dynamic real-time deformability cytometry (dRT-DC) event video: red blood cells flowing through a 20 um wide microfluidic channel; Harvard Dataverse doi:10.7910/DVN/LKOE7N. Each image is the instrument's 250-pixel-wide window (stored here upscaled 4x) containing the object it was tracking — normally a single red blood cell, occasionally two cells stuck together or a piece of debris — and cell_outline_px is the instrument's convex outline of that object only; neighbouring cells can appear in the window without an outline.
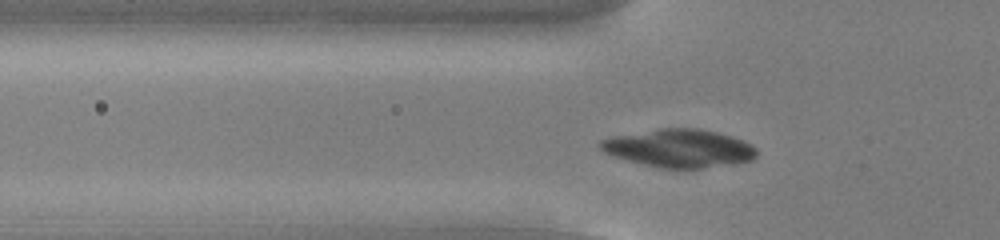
{"species": "common noctule bat (a hibernating species)", "species_latin": "Nyctalus noctula", "temperature_condition": "cold", "stored_images_in_passage": 46, "camera_frame_rate_fps": 3000, "um_per_image_px": 0.085, "animal": {"sex": "male", "body_mass_g": 13.0, "forearm_length_mm": 53.1}, "frame": {"image": 1, "passage_image": 10, "time_ms": 3.0, "image_size_px": [1000, 240], "cell_outline_px": [[756, 156], [752, 160], [732, 164], [704, 168], [660, 168], [612, 156], [604, 152], [596, 144], [600, 140], [612, 136], [660, 128], [700, 128], [732, 136], [744, 140], [752, 144], [756, 148]], "centroid_in_image_um": [57.72, 12.59], "position_along_channel_um": 68.1, "area_um2": 34.85}}
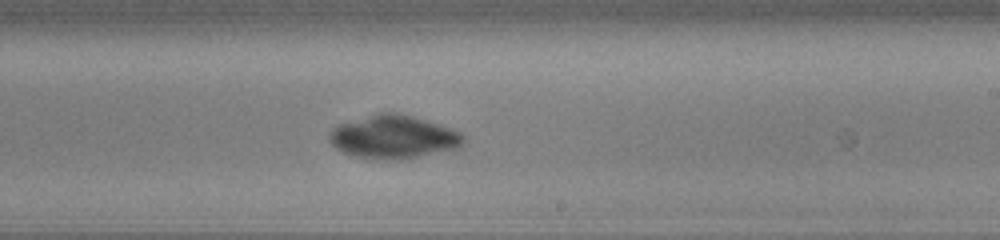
{"frame": {"image": 2, "passage_image": 25, "time_ms": 8.0, "image_size_px": [1000, 240], "cell_outline_px": [[464, 144], [460, 148], [400, 160], [368, 160], [352, 156], [336, 148], [332, 144], [328, 136], [332, 128], [336, 124], [380, 112], [388, 112], [408, 116], [424, 120], [460, 132], [464, 136]], "centroid_in_image_um": [33.4, 11.67], "position_along_channel_um": 255.6, "area_um2": 33.87}}
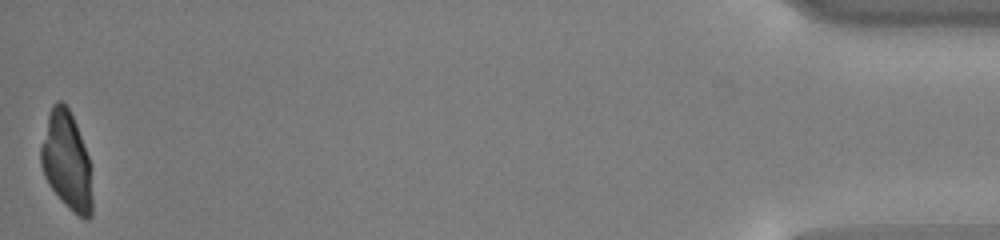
{"frame": {"image": 3, "passage_image": 46, "time_ms": 15.0, "image_size_px": [1000, 240], "cell_outline_px": [[92, 216], [88, 220], [84, 220], [68, 208], [48, 184], [44, 176], [40, 164], [40, 148], [48, 116], [52, 104], [56, 100], [60, 100], [68, 108], [76, 124], [88, 156], [92, 196]], "centroid_in_image_um": [5.65, 13.71], "position_along_channel_um": 429.5, "area_um2": 29.25}}